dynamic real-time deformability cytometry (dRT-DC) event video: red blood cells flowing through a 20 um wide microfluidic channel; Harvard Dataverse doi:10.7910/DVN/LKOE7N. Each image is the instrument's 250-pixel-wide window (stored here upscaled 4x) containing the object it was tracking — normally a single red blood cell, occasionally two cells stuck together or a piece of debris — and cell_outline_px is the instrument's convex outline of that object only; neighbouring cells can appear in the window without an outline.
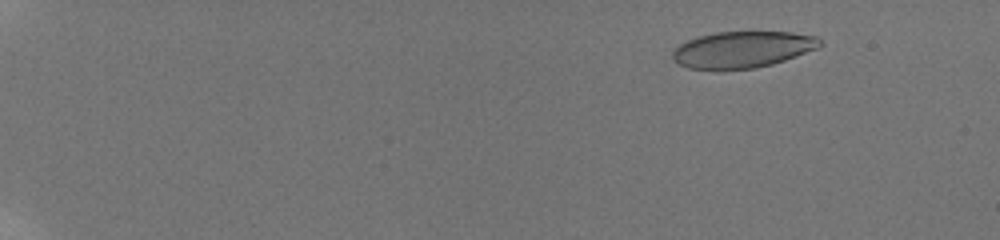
{"species": "human", "species_latin": "Homo sapiens", "temperature_condition": "room temperature", "stored_images_in_passage": 59, "camera_frame_rate_fps": 3000, "um_per_image_px": 0.085, "donor": {"sex": "male"}, "frame": {"image": 1, "passage_image": 9, "time_ms": 2.667, "image_size_px": [1000, 240], "cell_outline_px": [[824, 44], [816, 48], [784, 60], [772, 64], [756, 68], [688, 68], [672, 60], [672, 52], [680, 44], [696, 36], [716, 32], [792, 32], [816, 36]], "centroid_in_image_um": [63.1, 4.19], "position_along_channel_um": 21.9, "area_um2": 30.87}}
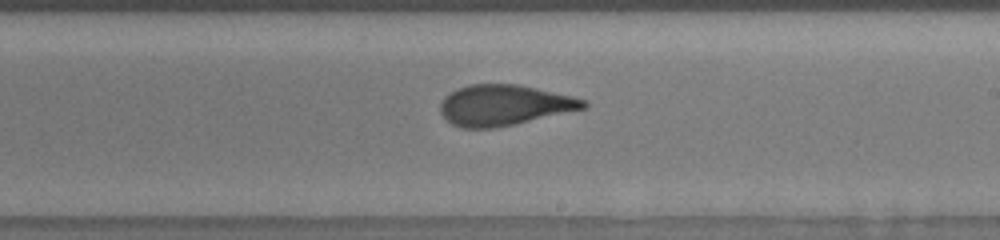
{"frame": {"image": 2, "passage_image": 40, "time_ms": 13.0, "image_size_px": [1000, 240], "cell_outline_px": [[588, 108], [516, 124], [496, 128], [460, 128], [452, 124], [440, 112], [440, 104], [444, 96], [468, 84], [520, 84], [572, 96], [588, 100]], "centroid_in_image_um": [42.89, 8.94], "position_along_channel_um": 246.1, "area_um2": 34.16}}
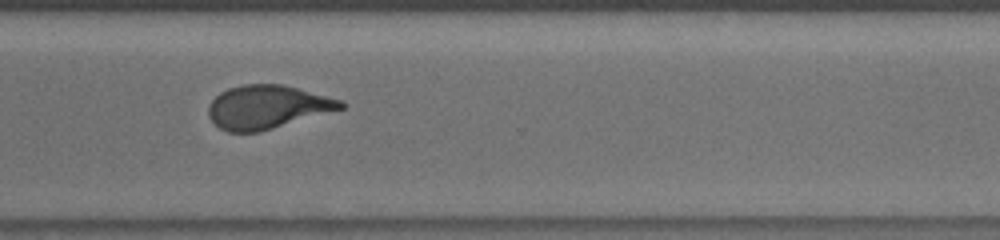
{"frame": {"image": 3, "passage_image": 48, "time_ms": 15.667, "image_size_px": [1000, 240], "cell_outline_px": [[348, 104], [344, 108], [260, 132], [228, 132], [220, 128], [208, 116], [208, 108], [212, 100], [220, 92], [228, 88], [244, 84], [284, 84], [344, 100]], "centroid_in_image_um": [22.75, 9.08], "position_along_channel_um": 347.8, "area_um2": 33.7}, "authors_computed_cell_mechanics": {"area_um2": 33.5818, "velocity_mm_per_s": 3.8161, "shape_relaxation_time_tau1_ms": 6.7004, "shape_relaxation_time_tau2_ms": 0.9608, "deformation_change_tau1": 0.1973, "deformation_change_tau2": 0.0863}}